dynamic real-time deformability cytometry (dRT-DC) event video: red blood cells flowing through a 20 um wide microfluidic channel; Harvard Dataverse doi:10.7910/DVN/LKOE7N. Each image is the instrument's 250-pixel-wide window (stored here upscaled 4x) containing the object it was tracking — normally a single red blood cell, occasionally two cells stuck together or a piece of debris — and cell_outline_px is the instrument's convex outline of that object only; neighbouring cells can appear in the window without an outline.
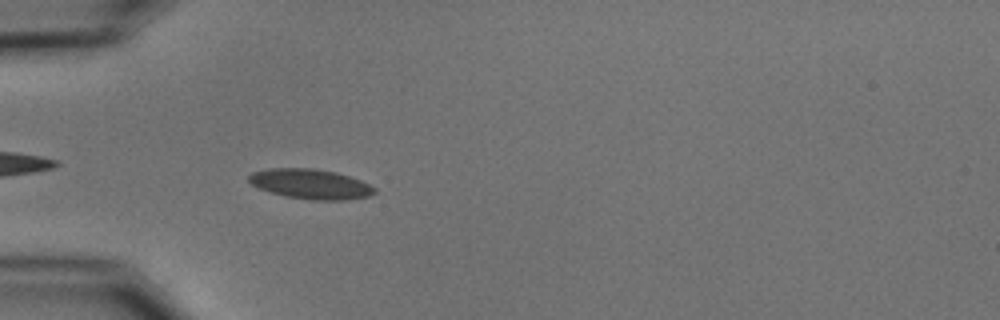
{"species": "common noctule bat (a hibernating species)", "species_latin": "Nyctalus noctula", "temperature_condition": "cold", "stored_images_in_passage": 55, "camera_frame_rate_fps": 3000, "um_per_image_px": 0.085, "animal": {"sex": "male", "body_mass_g": 15.6}, "frame": {"image": 1, "passage_image": 17, "time_ms": 5.333, "image_size_px": [1000, 320], "cell_outline_px": [[376, 192], [368, 196], [344, 200], [312, 200], [288, 196], [272, 192], [260, 188], [252, 184], [248, 180], [248, 176], [252, 172], [272, 168], [312, 168], [336, 172], [360, 180], [376, 188]], "centroid_in_image_um": [26.41, 15.63], "position_along_channel_um": 58.6, "area_um2": 21.62}}
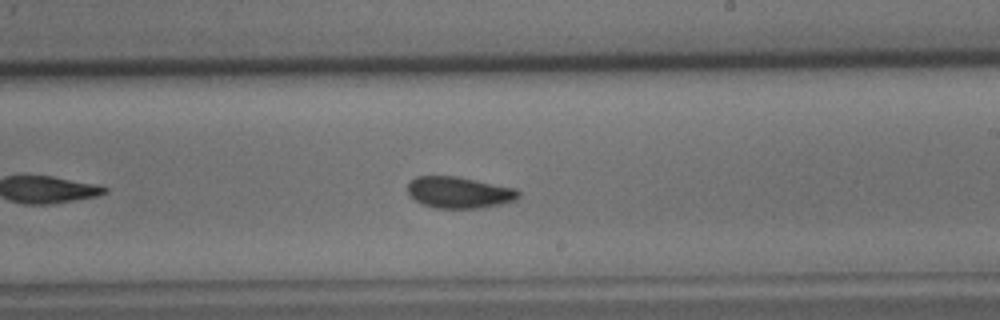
{"frame": {"image": 2, "passage_image": 33, "time_ms": 10.667, "image_size_px": [1000, 320], "cell_outline_px": [[520, 196], [516, 200], [500, 204], [480, 208], [436, 208], [424, 204], [416, 200], [408, 192], [408, 180], [416, 176], [456, 176], [516, 188], [520, 192]], "centroid_in_image_um": [39.04, 16.35], "position_along_channel_um": 250.0, "area_um2": 20.29}}
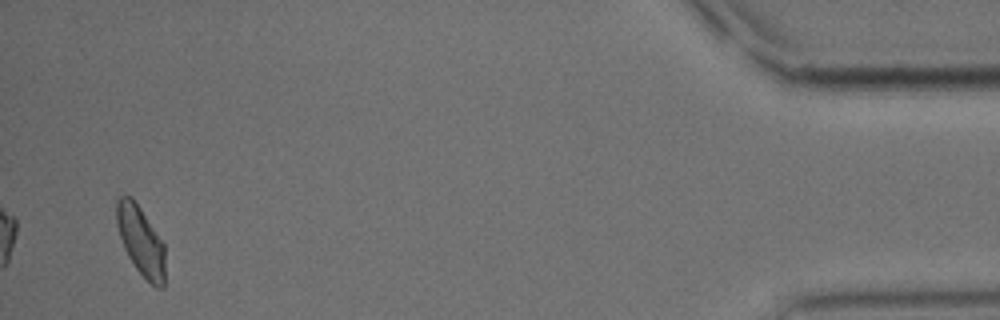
{"frame": {"image": 3, "passage_image": 53, "time_ms": 17.333, "image_size_px": [1000, 320], "cell_outline_px": [[164, 288], [156, 288], [136, 268], [128, 256], [124, 248], [116, 224], [116, 200], [120, 196], [132, 196], [164, 244]], "centroid_in_image_um": [11.95, 20.46], "position_along_channel_um": 423.2, "area_um2": 19.31}, "authors_computed_cell_mechanics": {"area_um2": 20.2878, "velocity_mm_per_s": 3.6949, "shape_relaxation_time_tau1_ms": 4.0449, "shape_relaxation_time_tau2_ms": 2.1058, "deformation_change_tau1": 0.1068, "deformation_change_tau2": 0.0694}}